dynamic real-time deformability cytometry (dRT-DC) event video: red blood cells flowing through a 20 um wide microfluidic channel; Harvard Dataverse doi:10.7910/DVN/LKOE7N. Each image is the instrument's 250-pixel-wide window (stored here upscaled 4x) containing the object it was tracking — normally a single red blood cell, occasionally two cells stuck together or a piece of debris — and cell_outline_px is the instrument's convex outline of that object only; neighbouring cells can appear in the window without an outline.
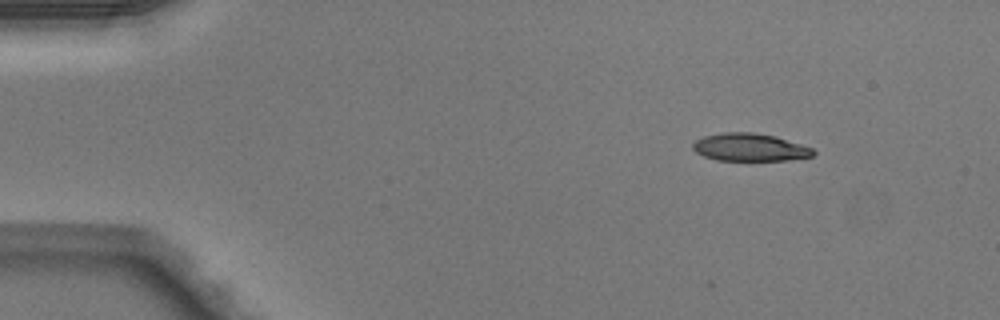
{"species": "Egyptian fruit bat (a non-hibernating species)", "species_latin": "Rousettus aegyptiacus", "temperature_condition": "warm", "stored_images_in_passage": 32, "camera_frame_rate_fps": 3000, "um_per_image_px": 0.085, "animal": {"sex": "male"}, "frame": {"image": 1, "passage_image": 1, "time_ms": 0.0, "image_size_px": [1000, 320], "cell_outline_px": [[816, 152], [812, 156], [788, 160], [716, 160], [704, 156], [696, 152], [692, 148], [692, 144], [696, 140], [704, 136], [724, 132], [752, 132], [776, 136], [812, 148]], "centroid_in_image_um": [63.72, 12.52], "position_along_channel_um": 21.3, "area_um2": 19.36}}
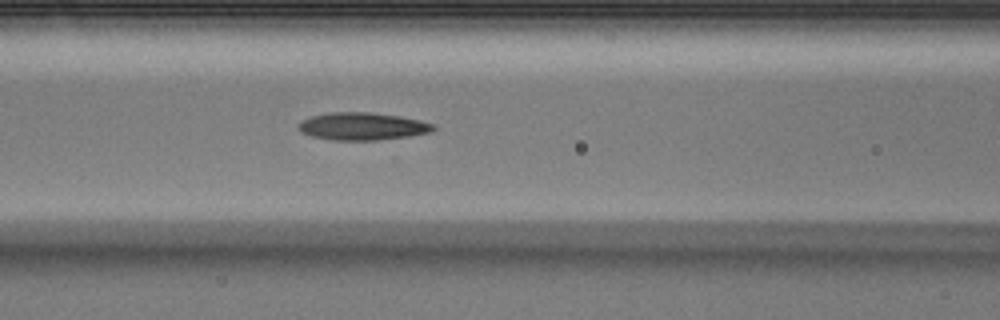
{"frame": {"image": 2, "passage_image": 16, "time_ms": 5.0, "image_size_px": [1000, 320], "cell_outline_px": [[436, 128], [428, 132], [408, 136], [376, 140], [332, 140], [312, 136], [300, 132], [300, 124], [304, 120], [312, 116], [328, 112], [368, 112], [400, 116], [420, 120], [436, 124]], "centroid_in_image_um": [30.83, 10.73], "position_along_channel_um": 135.8, "area_um2": 21.44}}
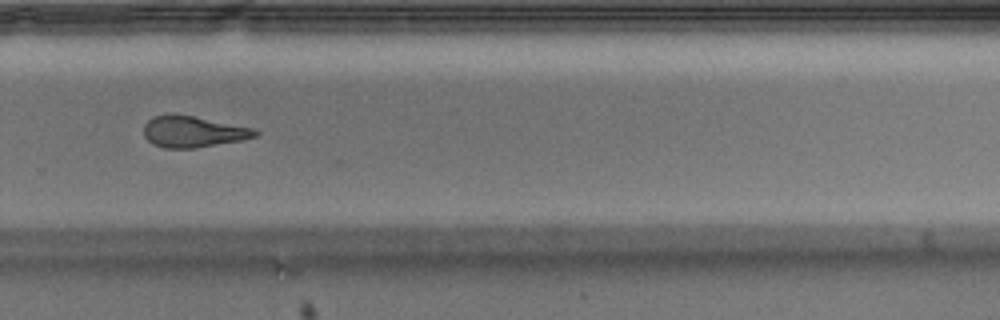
{"frame": {"image": 3, "passage_image": 29, "time_ms": 9.333, "image_size_px": [1000, 320], "cell_outline_px": [[260, 132], [256, 136], [240, 140], [196, 148], [164, 148], [152, 144], [144, 136], [144, 124], [152, 116], [172, 112], [252, 128]], "centroid_in_image_um": [16.33, 11.18], "position_along_channel_um": 313.5, "area_um2": 20.29}}